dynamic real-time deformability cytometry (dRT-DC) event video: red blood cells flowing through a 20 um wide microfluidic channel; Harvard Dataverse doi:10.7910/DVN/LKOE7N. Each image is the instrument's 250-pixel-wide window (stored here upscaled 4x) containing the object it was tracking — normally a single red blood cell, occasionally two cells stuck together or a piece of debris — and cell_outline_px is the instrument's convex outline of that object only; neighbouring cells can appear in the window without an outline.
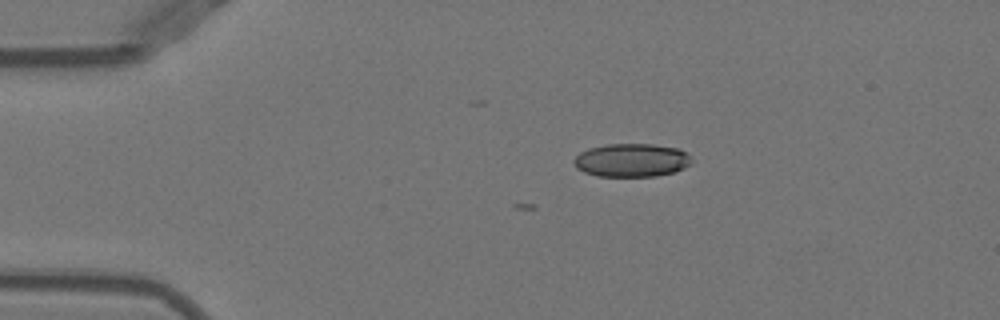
{"species": "Egyptian fruit bat (a non-hibernating species)", "species_latin": "Rousettus aegyptiacus", "temperature_condition": "warm", "stored_images_in_passage": 3, "camera_frame_rate_fps": 3000, "um_per_image_px": 0.085, "animal": {"sex": "female"}, "frame": {"image": 1, "passage_image": 1, "time_ms": 0.0, "image_size_px": [1000, 320], "cell_outline_px": [[692, 164], [676, 172], [656, 176], [596, 176], [584, 172], [576, 168], [572, 160], [580, 152], [588, 148], [608, 144], [652, 144], [680, 148], [692, 160]], "centroid_in_image_um": [53.68, 13.62], "position_along_channel_um": 31.3, "area_um2": 23.06}}